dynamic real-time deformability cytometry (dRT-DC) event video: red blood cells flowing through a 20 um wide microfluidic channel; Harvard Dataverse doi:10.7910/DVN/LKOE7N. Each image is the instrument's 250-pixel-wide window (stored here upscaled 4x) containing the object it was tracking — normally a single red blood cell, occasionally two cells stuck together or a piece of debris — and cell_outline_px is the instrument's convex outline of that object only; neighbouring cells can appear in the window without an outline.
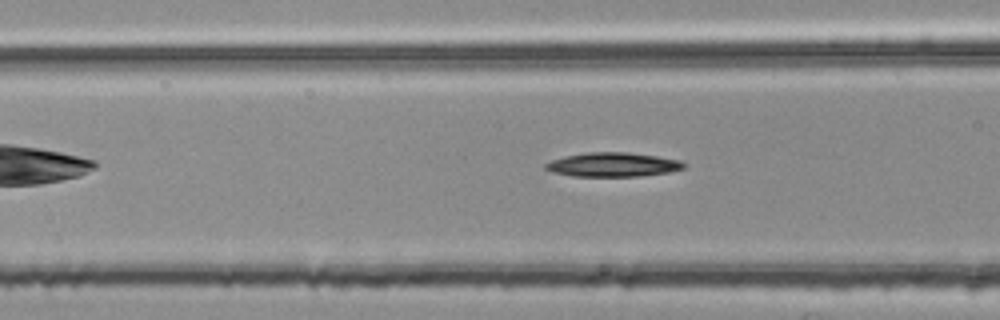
{"species": "common noctule bat (a hibernating species)", "species_latin": "Nyctalus noctula", "temperature_condition": "room temperature", "stored_images_in_passage": 33, "camera_frame_rate_fps": 3000, "um_per_image_px": 0.085, "animal": {"sex": "female", "body_mass_g": 25.1}, "frame": {"image": 1, "passage_image": 11, "time_ms": 3.333, "image_size_px": [1000, 320], "cell_outline_px": [[688, 164], [684, 168], [668, 172], [640, 176], [572, 176], [552, 172], [544, 168], [544, 164], [552, 160], [564, 156], [588, 152], [628, 152], [656, 156], [680, 160]], "centroid_in_image_um": [52.09, 13.99], "position_along_channel_um": 114.5, "area_um2": 19.48}}
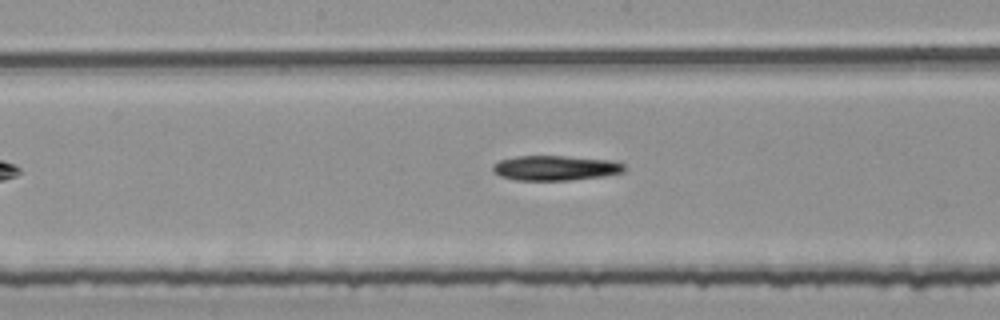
{"frame": {"image": 2, "passage_image": 18, "time_ms": 5.667, "image_size_px": [1000, 320], "cell_outline_px": [[624, 172], [604, 176], [568, 180], [516, 180], [500, 176], [492, 172], [492, 164], [500, 160], [516, 156], [564, 156], [612, 160], [624, 164]], "centroid_in_image_um": [47.17, 14.27], "position_along_channel_um": 201.0, "area_um2": 19.13}}
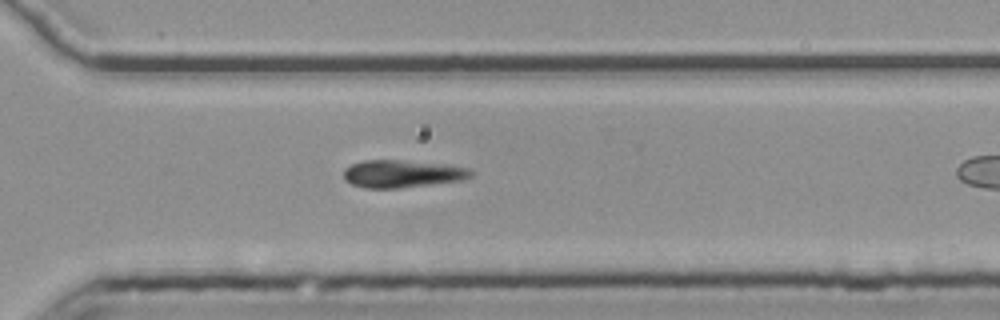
{"frame": {"image": 3, "passage_image": 29, "time_ms": 9.333, "image_size_px": [1000, 320], "cell_outline_px": [[472, 176], [460, 180], [400, 188], [364, 188], [352, 184], [344, 180], [344, 168], [352, 164], [364, 160], [396, 160], [436, 164], [472, 168]], "centroid_in_image_um": [34.13, 14.78], "position_along_channel_um": 336.5, "area_um2": 20.11}}